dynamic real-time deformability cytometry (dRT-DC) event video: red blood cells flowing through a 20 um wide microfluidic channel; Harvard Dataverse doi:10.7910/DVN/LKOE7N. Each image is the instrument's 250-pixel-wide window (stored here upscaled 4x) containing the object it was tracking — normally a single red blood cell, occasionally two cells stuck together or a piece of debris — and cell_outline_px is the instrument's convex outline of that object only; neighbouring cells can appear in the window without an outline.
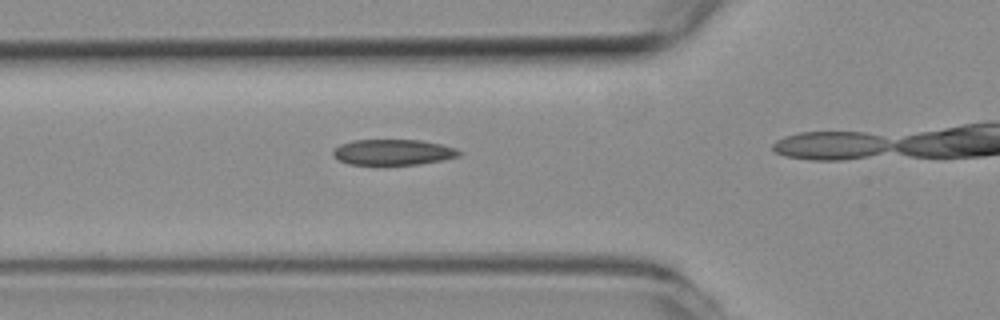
{"species": "common noctule bat (a hibernating species)", "species_latin": "Nyctalus noctula", "temperature_condition": "room temperature", "stored_images_in_passage": 33, "camera_frame_rate_fps": 3000, "um_per_image_px": 0.085, "animal": {"sex": "female", "body_mass_g": 19.3, "forearm_length_mm": 54.1}, "frame": {"image": 1, "passage_image": 9, "time_ms": 2.667, "image_size_px": [1000, 320], "cell_outline_px": [[464, 152], [460, 156], [444, 160], [420, 164], [380, 168], [348, 164], [336, 160], [332, 156], [332, 152], [340, 144], [352, 140], [420, 140], [440, 144], [456, 148]], "centroid_in_image_um": [33.37, 12.99], "position_along_channel_um": 92.4, "area_um2": 20.06}}
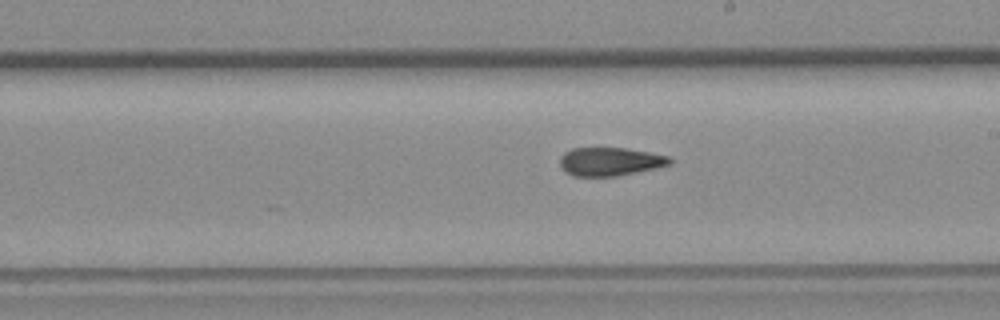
{"frame": {"image": 2, "passage_image": 21, "time_ms": 6.667, "image_size_px": [1000, 320], "cell_outline_px": [[672, 164], [656, 168], [616, 176], [572, 176], [564, 172], [560, 164], [560, 156], [564, 152], [572, 148], [628, 148], [668, 156], [672, 160]], "centroid_in_image_um": [51.83, 13.73], "position_along_channel_um": 237.2, "area_um2": 18.26}}
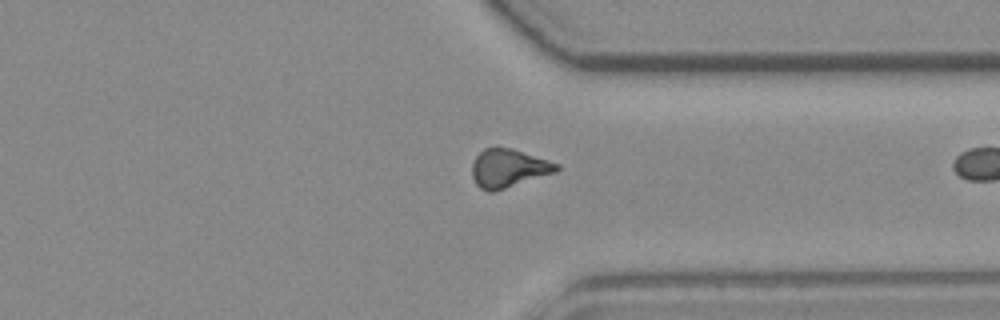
{"frame": {"image": 3, "passage_image": 32, "time_ms": 10.333, "image_size_px": [1000, 320], "cell_outline_px": [[560, 168], [556, 172], [492, 192], [488, 192], [480, 188], [476, 184], [472, 176], [472, 164], [476, 156], [484, 148], [512, 148], [560, 164]], "centroid_in_image_um": [43.21, 14.3], "position_along_channel_um": 368.2, "area_um2": 18.73}}